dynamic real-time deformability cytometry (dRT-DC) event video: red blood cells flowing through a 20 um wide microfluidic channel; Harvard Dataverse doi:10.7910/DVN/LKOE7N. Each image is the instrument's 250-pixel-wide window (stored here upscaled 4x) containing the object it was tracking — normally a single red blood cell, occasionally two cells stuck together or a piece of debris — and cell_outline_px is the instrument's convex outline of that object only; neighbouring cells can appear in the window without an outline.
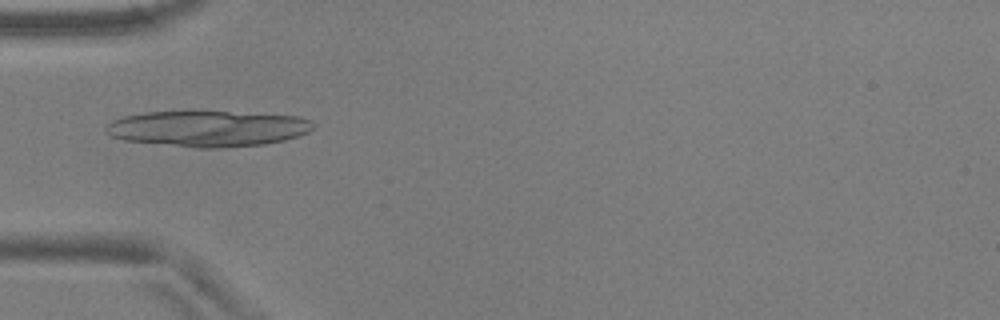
{"species": "common noctule bat (a hibernating species)", "species_latin": "Nyctalus noctula", "temperature_condition": "warm", "stored_images_in_passage": 53, "camera_frame_rate_fps": 3000, "um_per_image_px": 0.085, "animal": {"sex": "male", "body_mass_g": 17.9, "forearm_length_mm": 54.2}, "frame": {"image": 1, "passage_image": 17, "time_ms": 5.333, "image_size_px": [1000, 320], "cell_outline_px": [[316, 124], [308, 132], [300, 136], [284, 140], [264, 144], [220, 148], [196, 148], [124, 140], [112, 136], [104, 132], [104, 128], [112, 120], [124, 116], [144, 112], [188, 108], [300, 116], [312, 120]], "centroid_in_image_um": [17.66, 10.88], "position_along_channel_um": 67.3, "area_um2": 45.08}}
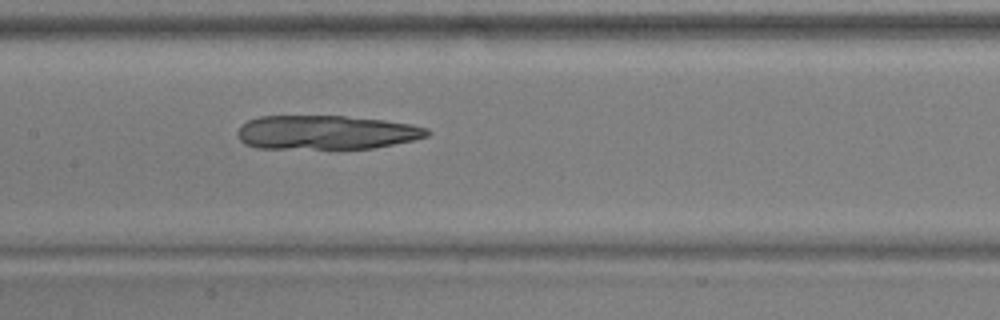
{"frame": {"image": 2, "passage_image": 26, "time_ms": 8.333, "image_size_px": [1000, 320], "cell_outline_px": [[432, 132], [428, 136], [412, 140], [376, 148], [256, 148], [244, 144], [236, 136], [236, 132], [248, 120], [260, 116], [344, 116], [384, 120], [412, 124], [428, 128]], "centroid_in_image_um": [27.73, 11.25], "position_along_channel_um": 179.7, "area_um2": 37.69}}
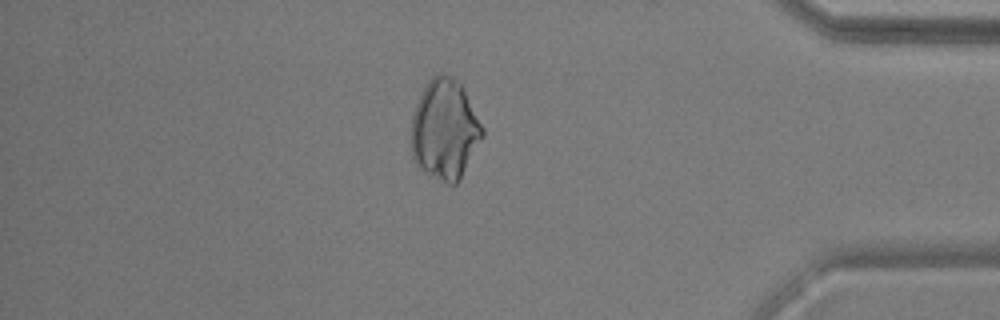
{"frame": {"image": 3, "passage_image": 46, "time_ms": 15.0, "image_size_px": [1000, 320], "cell_outline_px": [[484, 136], [460, 180], [456, 184], [448, 184], [440, 180], [420, 168], [416, 164], [412, 156], [412, 112], [428, 80], [436, 72], [444, 72], [460, 80], [484, 128]], "centroid_in_image_um": [37.83, 10.97], "position_along_channel_um": 397.4, "area_um2": 41.91}}